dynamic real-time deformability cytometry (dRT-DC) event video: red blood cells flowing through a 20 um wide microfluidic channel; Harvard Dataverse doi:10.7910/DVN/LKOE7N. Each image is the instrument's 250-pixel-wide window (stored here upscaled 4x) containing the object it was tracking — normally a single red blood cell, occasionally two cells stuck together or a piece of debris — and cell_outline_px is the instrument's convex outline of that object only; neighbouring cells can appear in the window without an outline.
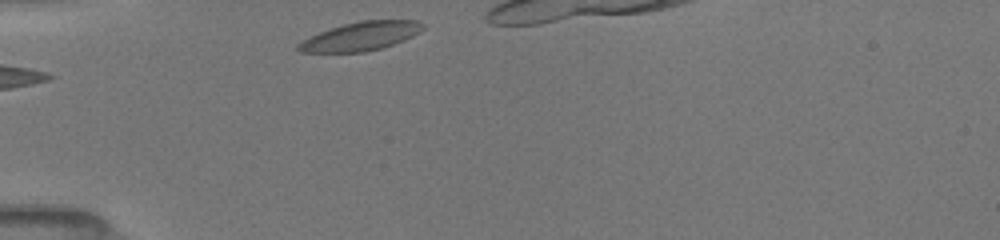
{"species": "common noctule bat (a hibernating species)", "species_latin": "Nyctalus noctula", "temperature_condition": "room temperature", "stored_images_in_passage": 6, "camera_frame_rate_fps": 3000, "um_per_image_px": 0.085, "animal": {"sex": "female", "body_mass_g": 19.5, "forearm_length_mm": 54.1}, "frame": {"image": 1, "passage_image": 1, "time_ms": 0.0, "image_size_px": [1000, 240], "cell_outline_px": [[424, 28], [412, 36], [404, 40], [380, 48], [364, 52], [300, 52], [296, 48], [296, 44], [320, 32], [344, 24], [360, 20], [416, 20], [424, 24]], "centroid_in_image_um": [30.67, 3.08], "position_along_channel_um": 54.3, "area_um2": 20.52}}
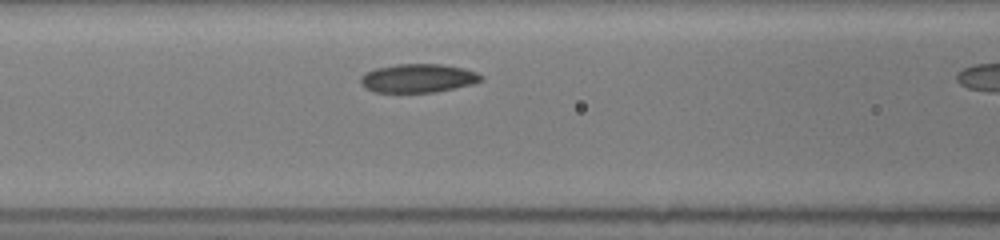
{"frame": {"image": 2, "passage_image": 5, "time_ms": 2.333, "image_size_px": [1000, 240], "cell_outline_px": [[484, 80], [472, 84], [436, 92], [376, 92], [364, 88], [360, 84], [360, 76], [364, 72], [376, 68], [396, 64], [440, 64], [464, 68], [476, 72], [484, 76]], "centroid_in_image_um": [35.52, 6.64], "position_along_channel_um": 131.1, "area_um2": 20.29}}